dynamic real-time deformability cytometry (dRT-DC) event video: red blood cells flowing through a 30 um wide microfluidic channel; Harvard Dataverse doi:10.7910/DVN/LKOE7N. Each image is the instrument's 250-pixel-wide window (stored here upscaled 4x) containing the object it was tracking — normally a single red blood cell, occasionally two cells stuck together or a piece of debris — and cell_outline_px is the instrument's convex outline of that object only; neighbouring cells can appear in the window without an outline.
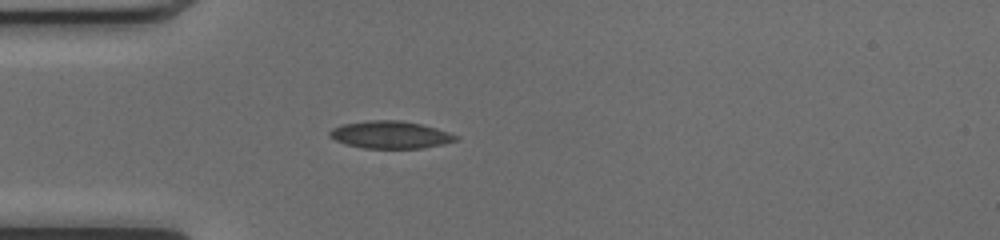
{"species": "common noctule bat (a hibernating species)", "species_latin": "Nyctalus noctula", "temperature_condition": "cold", "stored_images_in_passage": 37, "camera_frame_rate_fps": 3000, "um_per_image_px": 0.085, "animal": {"sex": "female", "body_mass_g": 17.0, "forearm_length_mm": 48.0}, "frame": {"image": 1, "passage_image": 1, "time_ms": 0.0, "image_size_px": [1000, 240], "cell_outline_px": [[460, 136], [456, 140], [444, 144], [420, 148], [364, 148], [348, 144], [336, 140], [328, 136], [328, 132], [332, 128], [340, 124], [368, 120], [400, 120], [420, 124], [436, 128]], "centroid_in_image_um": [33.16, 11.44], "position_along_channel_um": 51.8, "area_um2": 20.11}}
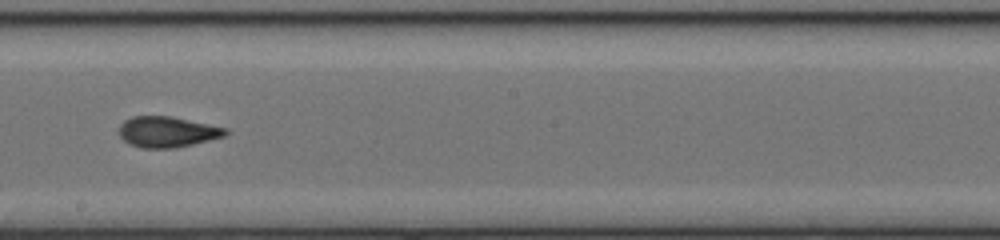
{"frame": {"image": 2, "passage_image": 15, "time_ms": 4.667, "image_size_px": [1000, 240], "cell_outline_px": [[228, 132], [224, 136], [176, 148], [140, 148], [128, 144], [120, 136], [120, 124], [124, 120], [132, 116], [172, 116], [228, 128]], "centroid_in_image_um": [14.2, 11.2], "position_along_channel_um": 234.0, "area_um2": 19.13}}
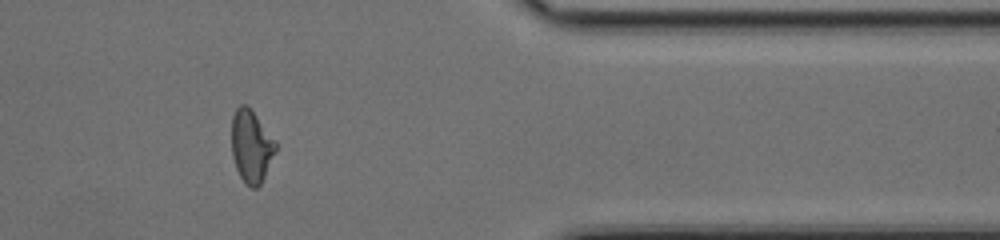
{"frame": {"image": 3, "passage_image": 28, "time_ms": 9.0, "image_size_px": [1000, 240], "cell_outline_px": [[276, 152], [260, 184], [256, 188], [252, 188], [244, 184], [236, 168], [232, 156], [232, 116], [236, 108], [240, 104], [244, 104], [256, 116], [276, 140]], "centroid_in_image_um": [21.35, 12.45], "position_along_channel_um": 390.0, "area_um2": 18.5}, "authors_computed_cell_mechanics": {"area_um2": 19.074, "velocity_mm_per_s": 4.1026, "shape_relaxation_time_tau1_ms": null, "shape_relaxation_time_tau2_ms": 1.4401, "deformation_change_tau1": null, "deformation_change_tau2": 0.0628}}